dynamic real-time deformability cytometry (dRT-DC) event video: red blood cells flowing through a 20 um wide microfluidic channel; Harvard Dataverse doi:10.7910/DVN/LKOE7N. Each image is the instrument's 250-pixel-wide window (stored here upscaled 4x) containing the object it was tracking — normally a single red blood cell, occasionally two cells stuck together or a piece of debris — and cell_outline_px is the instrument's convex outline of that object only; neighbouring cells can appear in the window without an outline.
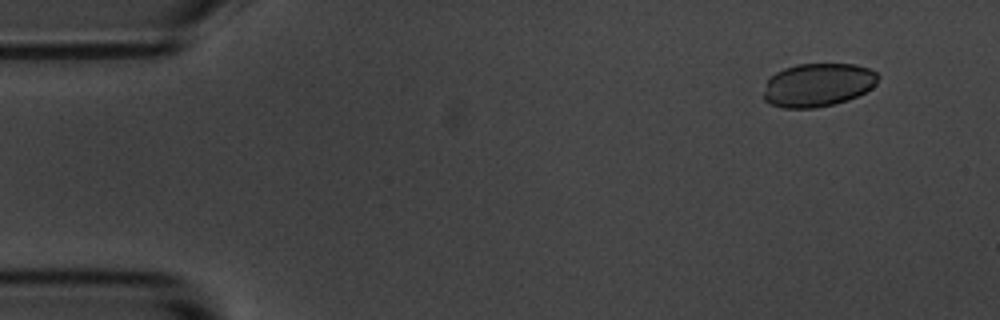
{"species": "common noctule bat (a hibernating species)", "species_latin": "Nyctalus noctula", "temperature_condition": "room temperature", "stored_images_in_passage": 6, "segment_of_instrument_passage": [2, 2], "camera_frame_rate_fps": 3000, "um_per_image_px": 0.085, "animal": {"sex": "male", "body_mass_g": 20.1, "forearm_length_mm": 53.5}, "frame": {"image": 1, "passage_image": 6, "time_ms": 1.667, "image_size_px": [1000, 320], "cell_outline_px": [[880, 76], [876, 84], [872, 88], [848, 100], [816, 108], [784, 108], [768, 104], [764, 100], [764, 92], [768, 80], [776, 72], [784, 68], [796, 64], [856, 64], [868, 68], [876, 72]], "centroid_in_image_um": [69.53, 7.22], "position_along_channel_um": 15.5, "area_um2": 29.02}}